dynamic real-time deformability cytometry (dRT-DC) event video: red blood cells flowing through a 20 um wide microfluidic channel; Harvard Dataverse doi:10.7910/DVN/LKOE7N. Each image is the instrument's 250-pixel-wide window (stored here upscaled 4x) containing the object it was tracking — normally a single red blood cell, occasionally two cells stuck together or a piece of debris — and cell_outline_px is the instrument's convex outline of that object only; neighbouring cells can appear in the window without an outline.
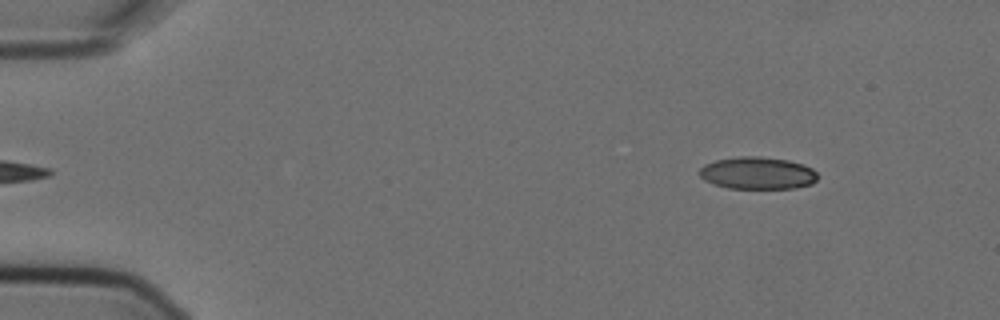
{"species": "Egyptian fruit bat (a non-hibernating species)", "species_latin": "Rousettus aegyptiacus", "temperature_condition": "cold", "stored_images_in_passage": 5, "camera_frame_rate_fps": 3000, "um_per_image_px": 0.085, "animal": {"sex": "female"}, "frame": {"image": 1, "passage_image": 5, "time_ms": 1.333, "image_size_px": [1000, 320], "cell_outline_px": [[816, 180], [812, 184], [796, 188], [728, 188], [704, 180], [700, 176], [700, 168], [704, 164], [716, 160], [740, 156], [760, 156], [788, 160], [804, 164], [812, 168], [816, 172]], "centroid_in_image_um": [64.4, 14.7], "position_along_channel_um": 20.6, "area_um2": 22.2}}